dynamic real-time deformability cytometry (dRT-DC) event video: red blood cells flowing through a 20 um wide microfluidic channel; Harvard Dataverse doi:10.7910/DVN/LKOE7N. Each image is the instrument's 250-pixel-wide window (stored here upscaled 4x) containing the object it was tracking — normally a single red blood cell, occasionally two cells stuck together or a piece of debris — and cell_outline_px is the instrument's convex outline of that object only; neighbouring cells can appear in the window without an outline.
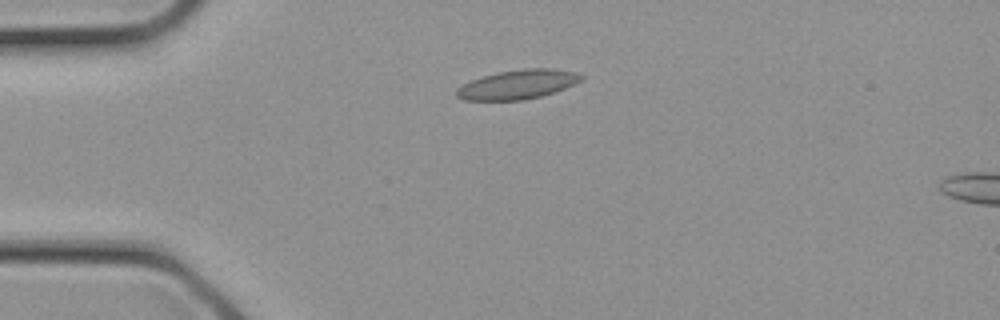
{"species": "common noctule bat (a hibernating species)", "species_latin": "Nyctalus noctula", "temperature_condition": "cold", "stored_images_in_passage": 11, "camera_frame_rate_fps": 3000, "um_per_image_px": 0.085, "animal": {"sex": "female", "body_mass_g": 21.9}, "frame": {"image": 1, "passage_image": 4, "time_ms": 1.0, "image_size_px": [1000, 320], "cell_outline_px": [[584, 80], [564, 88], [540, 96], [524, 100], [464, 100], [456, 96], [456, 88], [472, 80], [496, 72], [524, 68], [552, 68], [576, 72], [584, 76]], "centroid_in_image_um": [44.02, 7.17], "position_along_channel_um": 41.0, "area_um2": 21.21}}
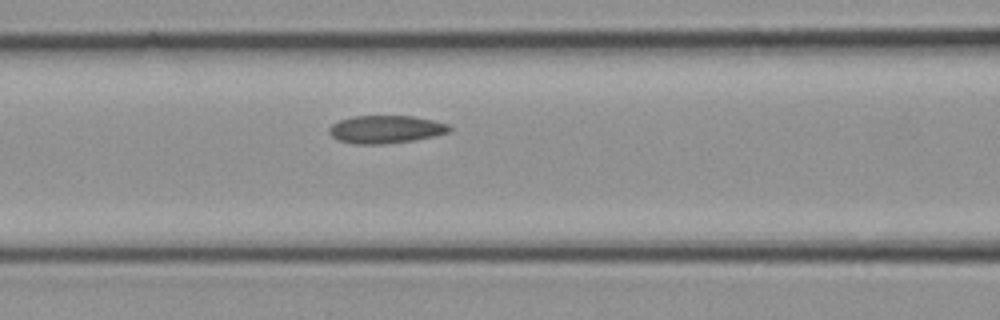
{"frame": {"image": 2, "passage_image": 9, "time_ms": 2.667, "image_size_px": [1000, 320], "cell_outline_px": [[452, 128], [448, 132], [432, 136], [412, 140], [384, 144], [356, 144], [336, 140], [328, 132], [328, 128], [332, 124], [340, 120], [352, 116], [412, 116], [432, 120], [448, 124]], "centroid_in_image_um": [32.74, 10.99], "position_along_channel_um": 133.9, "area_um2": 19.42}}
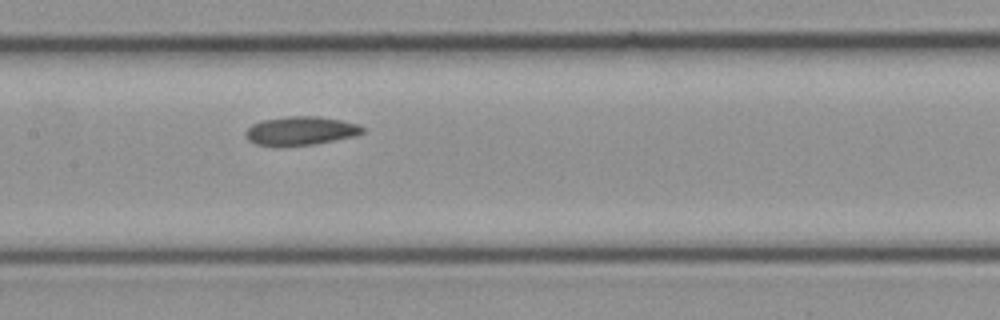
{"frame": {"image": 3, "passage_image": 11, "time_ms": 3.333, "image_size_px": [1000, 320], "cell_outline_px": [[364, 132], [356, 136], [316, 144], [256, 144], [248, 140], [244, 132], [252, 124], [264, 120], [288, 116], [320, 116], [360, 124], [364, 128]], "centroid_in_image_um": [25.62, 11.09], "position_along_channel_um": 181.8, "area_um2": 19.19}}